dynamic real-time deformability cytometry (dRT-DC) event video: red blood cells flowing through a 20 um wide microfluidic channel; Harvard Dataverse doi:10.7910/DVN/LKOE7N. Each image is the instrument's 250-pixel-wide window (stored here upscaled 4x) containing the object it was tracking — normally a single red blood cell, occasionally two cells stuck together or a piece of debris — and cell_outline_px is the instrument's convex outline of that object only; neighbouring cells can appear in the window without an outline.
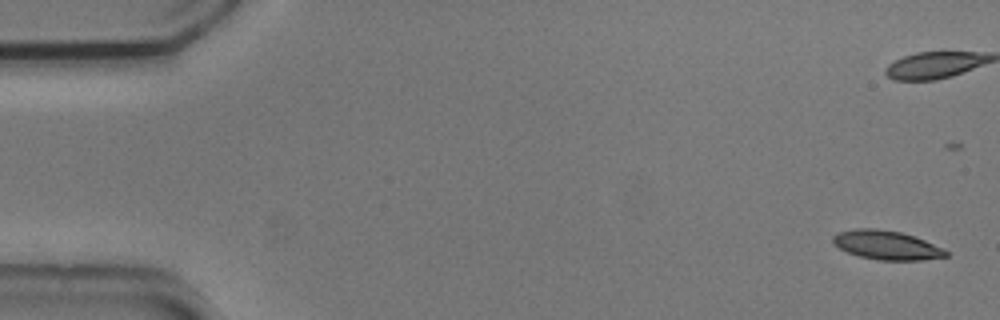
{"species": "common noctule bat (a hibernating species)", "species_latin": "Nyctalus noctula", "temperature_condition": "cold", "stored_images_in_passage": 35, "camera_frame_rate_fps": 3000, "um_per_image_px": 0.085, "animal": {"sex": "male", "body_mass_g": 20.5, "forearm_length_mm": 52.5}, "frame": {"image": 1, "passage_image": 1, "time_ms": 0.0, "image_size_px": [1000, 320], "cell_outline_px": [[948, 256], [924, 260], [880, 260], [860, 256], [848, 252], [840, 248], [832, 240], [832, 236], [836, 232], [856, 228], [876, 228], [900, 232], [924, 240], [944, 248], [948, 252]], "centroid_in_image_um": [75.36, 20.83], "position_along_channel_um": 9.6, "area_um2": 19.02}}